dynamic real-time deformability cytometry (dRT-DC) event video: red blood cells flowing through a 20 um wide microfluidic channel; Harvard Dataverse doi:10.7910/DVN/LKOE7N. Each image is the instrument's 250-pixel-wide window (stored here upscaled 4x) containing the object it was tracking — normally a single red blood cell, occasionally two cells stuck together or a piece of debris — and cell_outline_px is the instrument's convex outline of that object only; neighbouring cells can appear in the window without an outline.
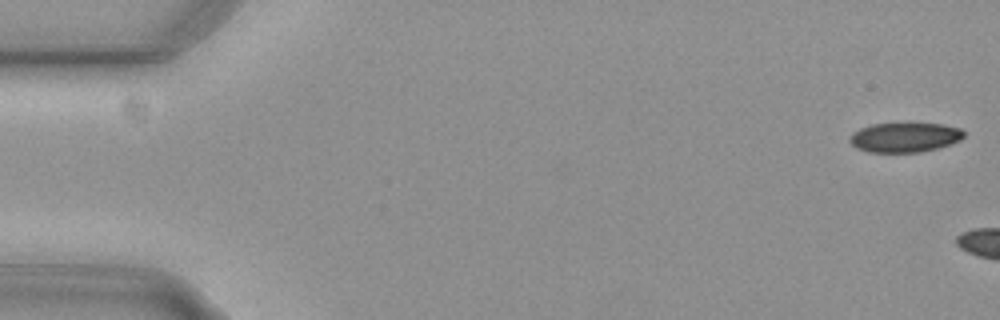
{"species": "common noctule bat (a hibernating species)", "species_latin": "Nyctalus noctula", "temperature_condition": "cold", "stored_images_in_passage": 9, "camera_frame_rate_fps": 3000, "um_per_image_px": 0.085, "animal": {"sex": "female", "body_mass_g": 29.2, "forearm_length_mm": 56.3}, "frame": {"image": 1, "passage_image": 1, "time_ms": 0.0, "image_size_px": [1000, 320], "cell_outline_px": [[964, 136], [960, 140], [952, 144], [920, 152], [868, 152], [856, 148], [848, 140], [852, 132], [860, 128], [872, 124], [944, 124], [960, 128], [964, 132]], "centroid_in_image_um": [76.89, 11.68], "position_along_channel_um": 8.1, "area_um2": 19.65}}